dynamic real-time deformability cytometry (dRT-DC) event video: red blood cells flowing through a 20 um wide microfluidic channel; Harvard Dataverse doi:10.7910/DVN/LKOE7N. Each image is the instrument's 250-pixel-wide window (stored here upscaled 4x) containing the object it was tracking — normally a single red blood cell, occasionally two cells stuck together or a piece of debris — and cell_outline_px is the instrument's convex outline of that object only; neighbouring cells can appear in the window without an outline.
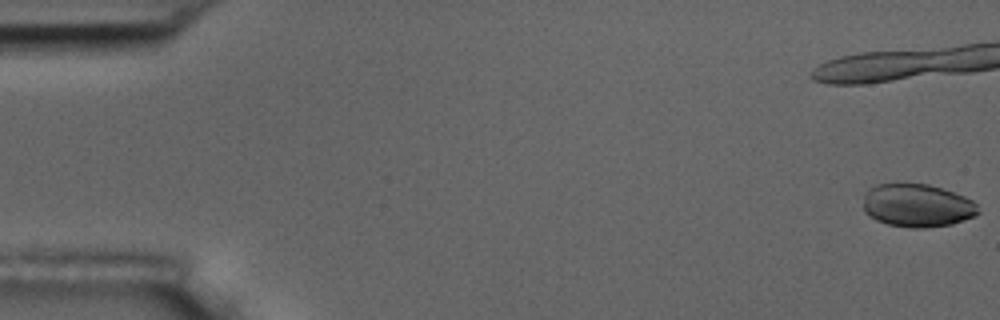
{"species": "common noctule bat (a hibernating species)", "species_latin": "Nyctalus noctula", "temperature_condition": "room temperature", "stored_images_in_passage": 7, "camera_frame_rate_fps": 3000, "um_per_image_px": 0.085, "animal": {"sex": "male", "body_mass_g": 17.5, "forearm_length_mm": 52.3}, "frame": {"image": 1, "passage_image": 1, "time_ms": 0.0, "image_size_px": [1000, 320], "cell_outline_px": [[980, 212], [976, 216], [952, 224], [924, 228], [908, 228], [888, 224], [876, 220], [868, 216], [864, 212], [864, 192], [868, 188], [876, 184], [896, 180], [928, 184], [964, 196], [972, 200], [976, 204]], "centroid_in_image_um": [77.91, 17.43], "position_along_channel_um": 7.1, "area_um2": 29.77}}